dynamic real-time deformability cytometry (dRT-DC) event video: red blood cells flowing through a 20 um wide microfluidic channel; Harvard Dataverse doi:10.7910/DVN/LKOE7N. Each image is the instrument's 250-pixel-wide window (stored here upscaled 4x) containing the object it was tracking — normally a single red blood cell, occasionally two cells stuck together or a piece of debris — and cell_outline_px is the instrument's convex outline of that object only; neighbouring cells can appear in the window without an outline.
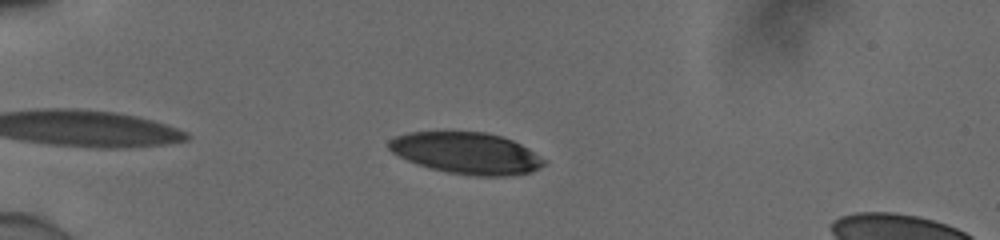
{"species": "human", "species_latin": "Homo sapiens", "temperature_condition": "cold", "stored_images_in_passage": 41, "camera_frame_rate_fps": 3000, "um_per_image_px": 0.085, "donor": {"sex": "male"}, "frame": {"image": 1, "passage_image": 7, "time_ms": 2.0, "image_size_px": [1000, 240], "cell_outline_px": [[548, 160], [540, 168], [532, 172], [512, 176], [476, 176], [448, 172], [416, 164], [392, 152], [388, 148], [388, 140], [396, 136], [408, 132], [484, 132], [500, 136], [512, 140], [528, 148]], "centroid_in_image_um": [39.69, 13.02], "position_along_channel_um": 45.3, "area_um2": 37.57}}
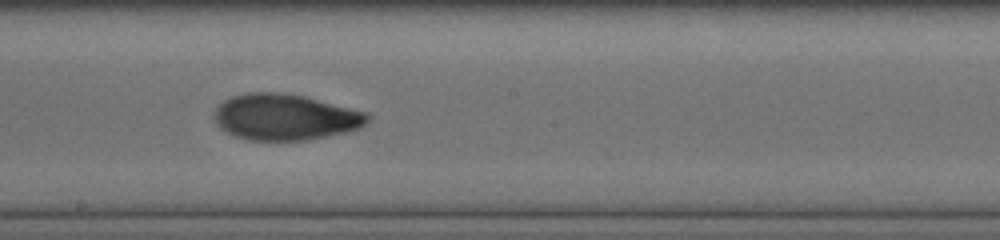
{"frame": {"image": 2, "passage_image": 24, "time_ms": 7.667, "image_size_px": [1000, 240], "cell_outline_px": [[372, 116], [360, 128], [348, 132], [308, 140], [248, 140], [232, 136], [220, 128], [216, 124], [212, 116], [212, 112], [224, 100], [232, 96], [248, 92], [276, 92], [304, 96], [368, 112]], "centroid_in_image_um": [24.22, 9.96], "position_along_channel_um": 224.0, "area_um2": 41.62}}
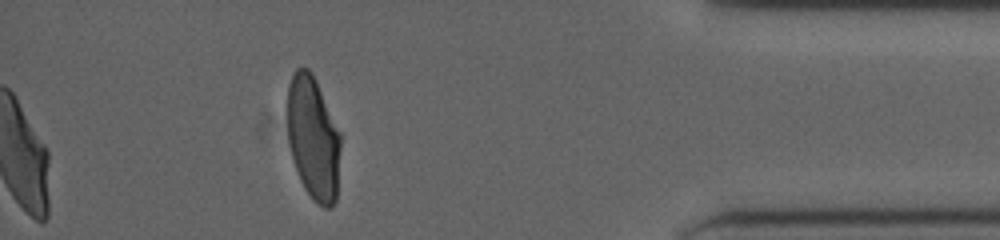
{"frame": {"image": 3, "passage_image": 41, "time_ms": 13.333, "image_size_px": [1000, 240], "cell_outline_px": [[340, 148], [336, 200], [332, 208], [324, 208], [312, 200], [304, 188], [300, 180], [292, 156], [288, 140], [288, 84], [296, 68], [308, 68], [312, 72], [316, 80], [340, 132]], "centroid_in_image_um": [26.63, 11.76], "position_along_channel_um": 408.6, "area_um2": 38.26}, "authors_computed_cell_mechanics": {"area_um2": 40.171, "velocity_mm_per_s": 3.9097, "shape_relaxation_time_tau1_ms": 5.3564, "shape_relaxation_time_tau2_ms": 1.5794, "deformation_change_tau1": 0.1904, "deformation_change_tau2": 0.0655}}